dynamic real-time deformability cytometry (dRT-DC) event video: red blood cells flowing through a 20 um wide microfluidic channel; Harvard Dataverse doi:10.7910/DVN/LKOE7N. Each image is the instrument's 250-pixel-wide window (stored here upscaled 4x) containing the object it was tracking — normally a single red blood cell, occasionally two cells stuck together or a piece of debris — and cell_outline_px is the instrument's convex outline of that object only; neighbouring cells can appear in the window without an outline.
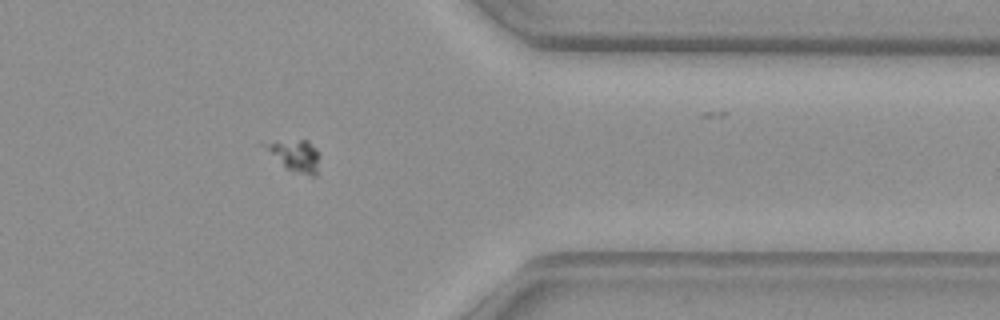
{"species": "common noctule bat (a hibernating species)", "species_latin": "Nyctalus noctula", "temperature_condition": "warm", "stored_images_in_passage": 54, "camera_frame_rate_fps": 3000, "um_per_image_px": 0.085, "animal": {"sex": "female", "body_mass_g": 29.2, "forearm_length_mm": 56.3}, "frame": {"image": 1, "passage_image": 45, "time_ms": 14.667, "image_size_px": [1000, 320], "cell_outline_px": [[316, 176], [312, 176], [292, 172], [284, 168], [256, 144], [276, 140], [308, 140], [316, 148]], "centroid_in_image_um": [24.9, 13.19], "position_along_channel_um": 386.5, "area_um2": 10.4}}